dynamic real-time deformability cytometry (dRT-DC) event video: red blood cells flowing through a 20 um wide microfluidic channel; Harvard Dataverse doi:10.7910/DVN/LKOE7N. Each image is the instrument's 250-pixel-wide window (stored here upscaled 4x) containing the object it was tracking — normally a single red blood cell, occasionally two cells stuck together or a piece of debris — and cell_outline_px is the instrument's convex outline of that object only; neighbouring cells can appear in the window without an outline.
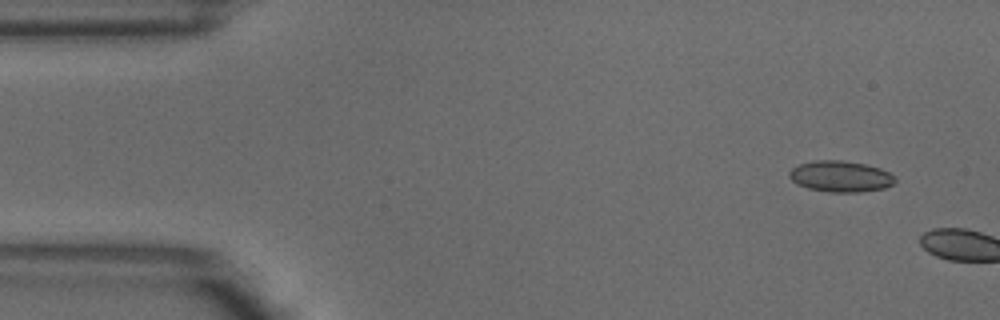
{"species": "common noctule bat (a hibernating species)", "species_latin": "Nyctalus noctula", "temperature_condition": "warm", "stored_images_in_passage": 4, "segment_of_instrument_passage": [2, 2], "camera_frame_rate_fps": 3000, "um_per_image_px": 0.085, "animal": {"sex": "male", "body_mass_g": 18.8}, "frame": {"image": 1, "passage_image": 4, "time_ms": 1.0, "image_size_px": [1000, 320], "cell_outline_px": [[896, 180], [892, 184], [884, 188], [860, 192], [828, 192], [808, 188], [796, 184], [788, 176], [788, 172], [792, 168], [800, 164], [812, 160], [844, 160], [864, 164], [880, 168], [896, 176]], "centroid_in_image_um": [71.43, 14.99], "position_along_channel_um": 13.6, "area_um2": 19.31}}